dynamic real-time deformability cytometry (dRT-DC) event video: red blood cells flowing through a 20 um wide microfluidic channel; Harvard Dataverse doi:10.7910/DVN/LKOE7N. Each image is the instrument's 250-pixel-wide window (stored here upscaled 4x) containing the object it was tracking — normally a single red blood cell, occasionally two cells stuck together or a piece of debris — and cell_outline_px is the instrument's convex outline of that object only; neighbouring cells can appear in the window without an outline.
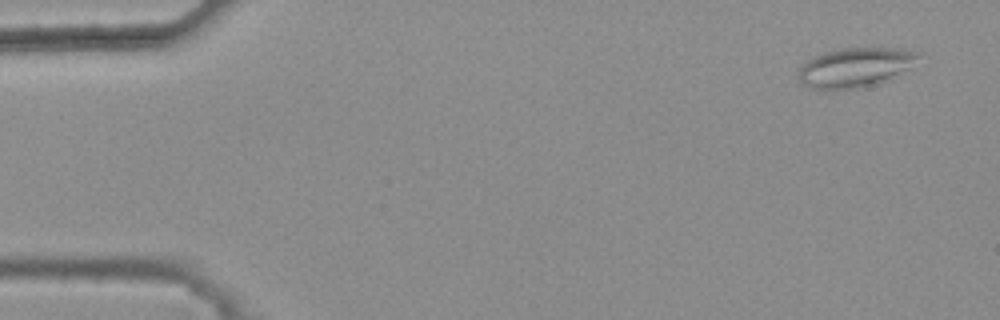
{"species": "common noctule bat (a hibernating species)", "species_latin": "Nyctalus noctula", "temperature_condition": "warm", "stored_images_in_passage": 48, "camera_frame_rate_fps": 3000, "um_per_image_px": 0.085, "animal": {"sex": "female", "body_mass_g": 25.1}, "frame": {"image": 1, "passage_image": 3, "time_ms": 0.667, "image_size_px": [1000, 320], "cell_outline_px": [[924, 52], [908, 68], [880, 84], [860, 88], [828, 92], [820, 92], [804, 84], [800, 80], [800, 68], [812, 56], [824, 52], [844, 48], [896, 48]], "centroid_in_image_um": [72.68, 5.76], "position_along_channel_um": 12.3, "area_um2": 27.98}}
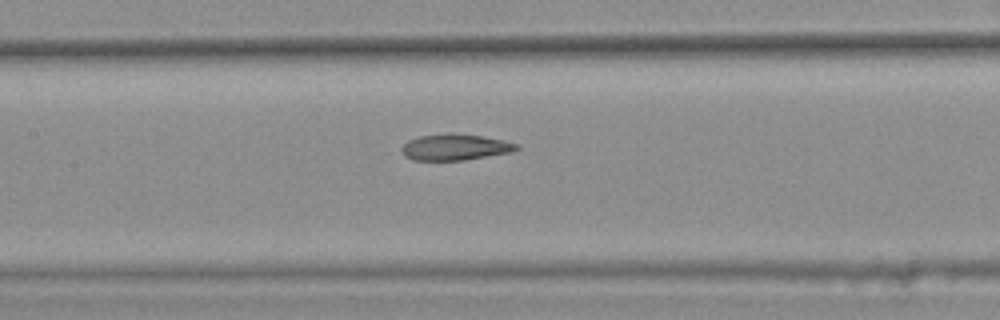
{"frame": {"image": 2, "passage_image": 25, "time_ms": 8.0, "image_size_px": [1000, 320], "cell_outline_px": [[520, 148], [508, 152], [464, 160], [412, 160], [404, 156], [400, 148], [408, 140], [420, 136], [448, 132], [452, 132], [480, 136], [504, 140], [520, 144]], "centroid_in_image_um": [38.65, 12.49], "position_along_channel_um": 168.8, "area_um2": 17.57}}
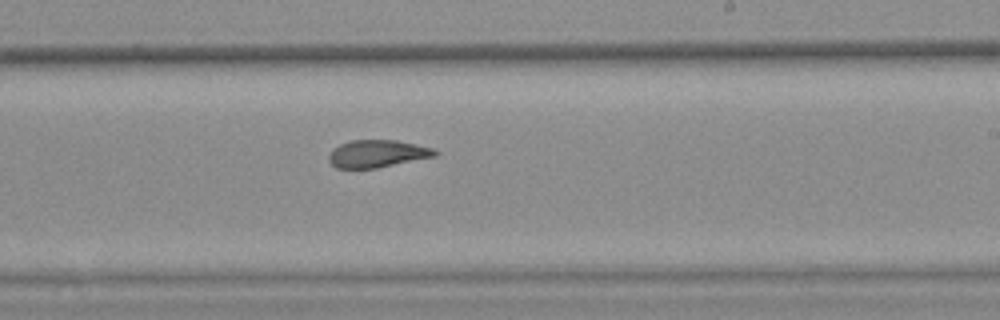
{"frame": {"image": 3, "passage_image": 32, "time_ms": 10.333, "image_size_px": [1000, 320], "cell_outline_px": [[440, 152], [436, 156], [376, 168], [336, 168], [328, 160], [328, 156], [332, 148], [340, 144], [352, 140], [396, 140], [436, 148]], "centroid_in_image_um": [32.09, 13.05], "position_along_channel_um": 256.9, "area_um2": 17.11}, "authors_computed_cell_mechanics": {"area_um2": 18.1492, "velocity_mm_per_s": 3.7952, "shape_relaxation_time_tau1_ms": null, "shape_relaxation_time_tau2_ms": 2.4656, "deformation_change_tau1": null, "deformation_change_tau2": 0.1043}}